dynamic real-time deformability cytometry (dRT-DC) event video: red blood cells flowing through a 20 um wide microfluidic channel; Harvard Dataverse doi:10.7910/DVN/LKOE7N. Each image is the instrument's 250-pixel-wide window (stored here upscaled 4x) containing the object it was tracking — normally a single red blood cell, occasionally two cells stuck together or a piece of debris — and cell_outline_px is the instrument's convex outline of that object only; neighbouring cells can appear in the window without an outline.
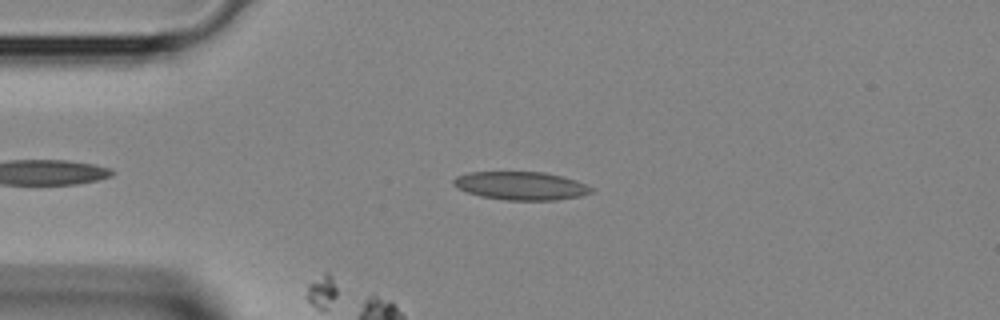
{"species": "Egyptian fruit bat (a non-hibernating species)", "species_latin": "Rousettus aegyptiacus", "temperature_condition": "room temperature", "stored_images_in_passage": 32, "segment_of_instrument_passage": [1, 2], "camera_frame_rate_fps": 3000, "um_per_image_px": 0.085, "animal": {"sex": "female"}, "frame": {"image": 1, "passage_image": 5, "time_ms": 1.333, "image_size_px": [1000, 320], "cell_outline_px": [[596, 188], [592, 192], [580, 196], [556, 200], [504, 200], [480, 196], [468, 192], [452, 184], [452, 180], [456, 176], [468, 172], [544, 172], [576, 180]], "centroid_in_image_um": [44.3, 15.79], "position_along_channel_um": 40.7, "area_um2": 22.72}}